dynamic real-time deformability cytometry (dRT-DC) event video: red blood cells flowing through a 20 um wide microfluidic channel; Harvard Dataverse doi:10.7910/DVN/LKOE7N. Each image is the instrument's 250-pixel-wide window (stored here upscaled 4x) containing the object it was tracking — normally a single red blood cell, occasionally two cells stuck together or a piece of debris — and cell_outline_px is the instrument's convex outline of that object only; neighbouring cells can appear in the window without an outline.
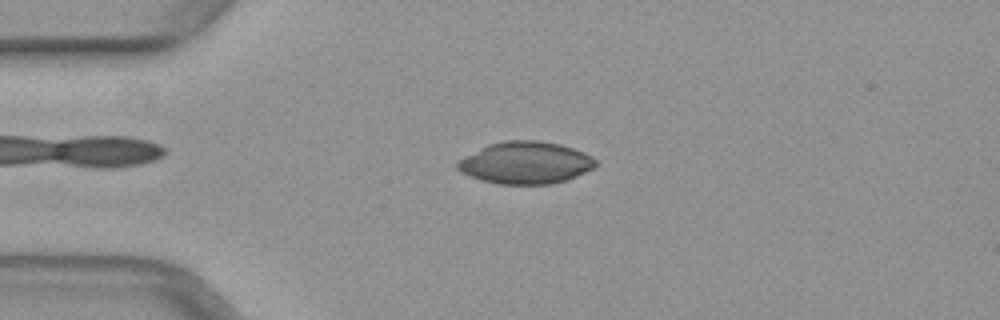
{"species": "common noctule bat (a hibernating species)", "species_latin": "Nyctalus noctula", "temperature_condition": "warm", "stored_images_in_passage": 50, "camera_frame_rate_fps": 3000, "um_per_image_px": 0.085, "animal": {"sex": "female", "body_mass_g": 29.2, "forearm_length_mm": 56.3}, "frame": {"image": 1, "passage_image": 12, "time_ms": 3.667, "image_size_px": [1000, 320], "cell_outline_px": [[596, 168], [576, 176], [552, 184], [496, 184], [480, 180], [468, 176], [460, 172], [456, 168], [456, 160], [488, 144], [504, 140], [540, 140], [560, 144], [584, 152], [592, 156], [596, 160]], "centroid_in_image_um": [44.64, 13.83], "position_along_channel_um": 40.4, "area_um2": 34.33}}
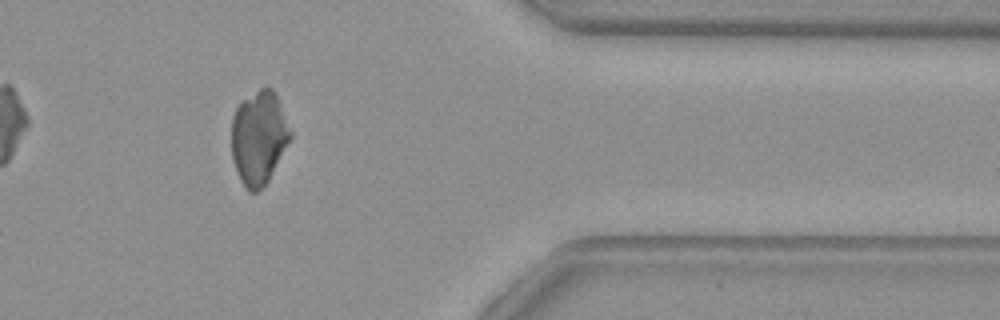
{"frame": {"image": 2, "passage_image": 41, "time_ms": 13.333, "image_size_px": [1000, 320], "cell_outline_px": [[292, 136], [268, 180], [256, 192], [248, 192], [240, 180], [232, 160], [232, 116], [236, 108], [244, 100], [260, 88], [268, 84], [272, 88], [276, 96], [292, 132]], "centroid_in_image_um": [21.99, 11.7], "position_along_channel_um": 389.4, "area_um2": 31.79}}
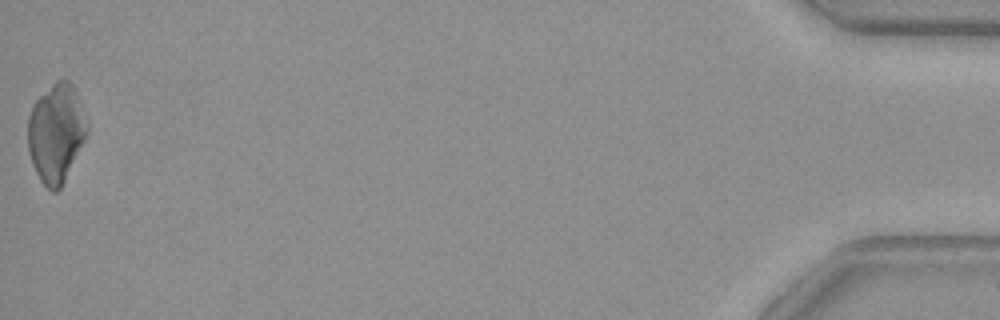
{"frame": {"image": 3, "passage_image": 50, "time_ms": 16.333, "image_size_px": [1000, 320], "cell_outline_px": [[88, 132], [60, 188], [56, 192], [52, 192], [40, 180], [32, 164], [28, 152], [28, 116], [32, 104], [56, 80], [68, 80], [72, 84], [76, 92], [88, 128]], "centroid_in_image_um": [4.73, 11.3], "position_along_channel_um": 430.5, "area_um2": 33.52}}